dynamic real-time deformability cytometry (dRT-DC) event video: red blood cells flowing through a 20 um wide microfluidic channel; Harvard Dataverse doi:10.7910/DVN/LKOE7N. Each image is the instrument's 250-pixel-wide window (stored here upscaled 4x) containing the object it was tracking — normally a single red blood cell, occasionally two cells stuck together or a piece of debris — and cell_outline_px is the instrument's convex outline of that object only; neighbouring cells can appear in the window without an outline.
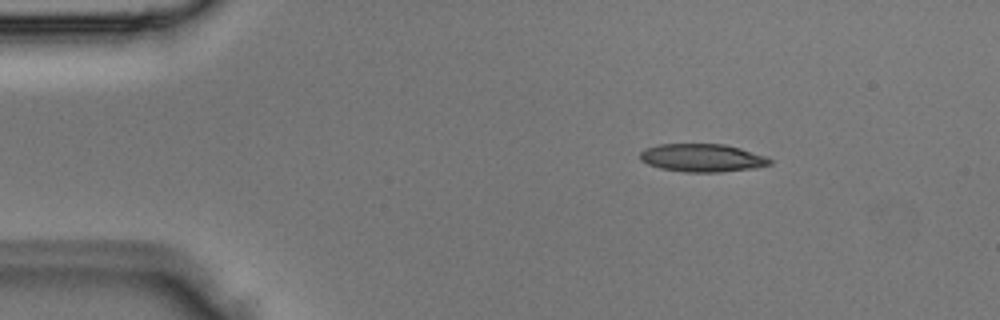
{"species": "Egyptian fruit bat (a non-hibernating species)", "species_latin": "Rousettus aegyptiacus", "temperature_condition": "room temperature", "stored_images_in_passage": 2, "camera_frame_rate_fps": 3000, "um_per_image_px": 0.085, "animal": {"sex": "male"}, "frame": {"image": 1, "passage_image": 1, "time_ms": 0.0, "image_size_px": [1000, 320], "cell_outline_px": [[772, 164], [756, 168], [720, 172], [684, 172], [660, 168], [648, 164], [640, 160], [640, 152], [644, 148], [660, 144], [724, 144], [740, 148], [768, 156], [772, 160]], "centroid_in_image_um": [59.72, 13.42], "position_along_channel_um": 25.3, "area_um2": 21.39}}